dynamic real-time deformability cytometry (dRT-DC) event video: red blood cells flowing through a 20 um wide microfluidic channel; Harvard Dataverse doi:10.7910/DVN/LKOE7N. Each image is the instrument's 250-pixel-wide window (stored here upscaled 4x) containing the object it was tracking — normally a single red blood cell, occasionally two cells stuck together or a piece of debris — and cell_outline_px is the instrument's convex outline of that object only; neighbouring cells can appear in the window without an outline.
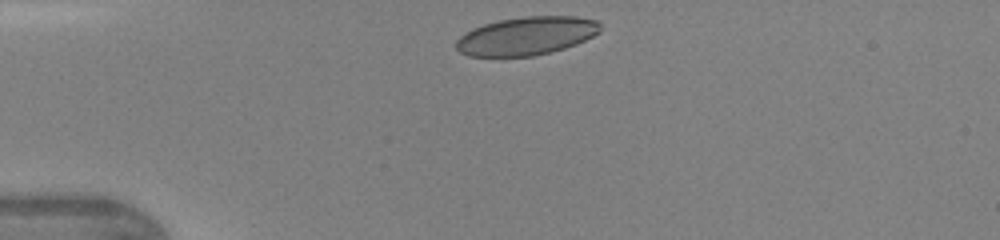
{"species": "human", "species_latin": "Homo sapiens", "temperature_condition": "warm", "stored_images_in_passage": 4, "camera_frame_rate_fps": 3000, "um_per_image_px": 0.085, "donor": {"sex": "female"}, "frame": {"image": 1, "passage_image": 1, "time_ms": 0.0, "image_size_px": [1000, 240], "cell_outline_px": [[600, 32], [576, 44], [564, 48], [532, 56], [468, 56], [460, 52], [456, 48], [456, 40], [464, 32], [472, 28], [484, 24], [500, 20], [524, 16], [576, 16], [596, 20], [600, 24]], "centroid_in_image_um": [44.73, 3.04], "position_along_channel_um": 40.3, "area_um2": 32.08}}